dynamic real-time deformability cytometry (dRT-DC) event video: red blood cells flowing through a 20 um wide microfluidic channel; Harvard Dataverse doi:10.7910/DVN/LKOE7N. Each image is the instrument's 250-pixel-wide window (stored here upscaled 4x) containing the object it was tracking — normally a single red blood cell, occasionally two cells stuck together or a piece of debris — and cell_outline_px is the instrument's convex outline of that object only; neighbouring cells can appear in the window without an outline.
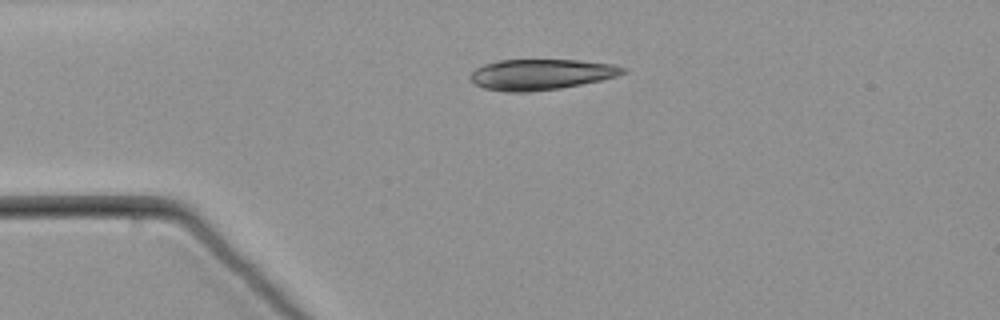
{"species": "common noctule bat (a hibernating species)", "species_latin": "Nyctalus noctula", "temperature_condition": "warm", "stored_images_in_passage": 46, "camera_frame_rate_fps": 3000, "um_per_image_px": 0.085, "animal": {"sex": "male", "body_mass_g": 21.5, "forearm_length_mm": 52.0}, "frame": {"image": 1, "passage_image": 1, "time_ms": 0.0, "image_size_px": [1000, 320], "cell_outline_px": [[628, 68], [624, 72], [616, 76], [600, 80], [560, 88], [528, 92], [504, 92], [484, 88], [476, 84], [472, 80], [472, 72], [476, 68], [484, 64], [500, 60], [580, 60], [612, 64]], "centroid_in_image_um": [45.99, 6.32], "position_along_channel_um": 39.0, "area_um2": 27.05}}
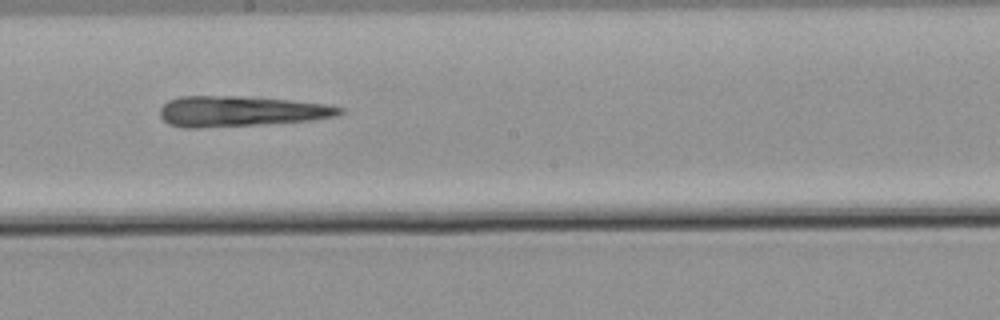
{"frame": {"image": 2, "passage_image": 20, "time_ms": 6.333, "image_size_px": [1000, 320], "cell_outline_px": [[344, 112], [336, 116], [312, 120], [200, 128], [184, 128], [168, 124], [160, 116], [160, 108], [168, 100], [180, 96], [240, 96], [288, 100], [332, 104], [344, 108]], "centroid_in_image_um": [20.46, 9.45], "position_along_channel_um": 227.7, "area_um2": 31.96}}
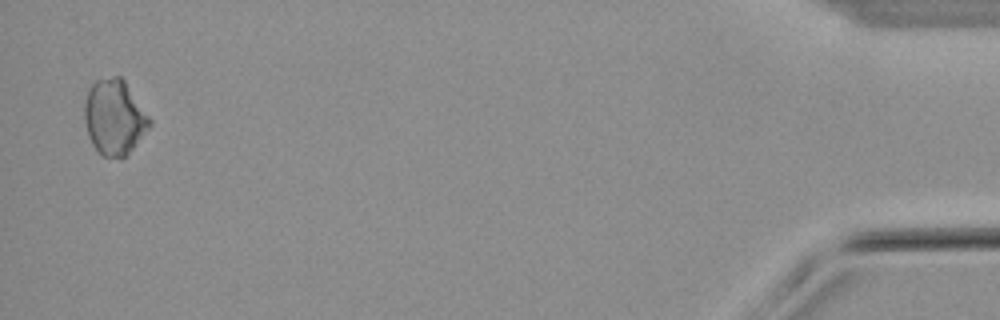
{"frame": {"image": 3, "passage_image": 45, "time_ms": 14.667, "image_size_px": [1000, 320], "cell_outline_px": [[152, 124], [132, 148], [120, 160], [100, 156], [92, 144], [88, 136], [84, 120], [84, 104], [88, 88], [96, 80], [112, 76], [120, 76], [124, 80], [152, 120]], "centroid_in_image_um": [9.7, 9.98], "position_along_channel_um": 425.5, "area_um2": 28.73}}